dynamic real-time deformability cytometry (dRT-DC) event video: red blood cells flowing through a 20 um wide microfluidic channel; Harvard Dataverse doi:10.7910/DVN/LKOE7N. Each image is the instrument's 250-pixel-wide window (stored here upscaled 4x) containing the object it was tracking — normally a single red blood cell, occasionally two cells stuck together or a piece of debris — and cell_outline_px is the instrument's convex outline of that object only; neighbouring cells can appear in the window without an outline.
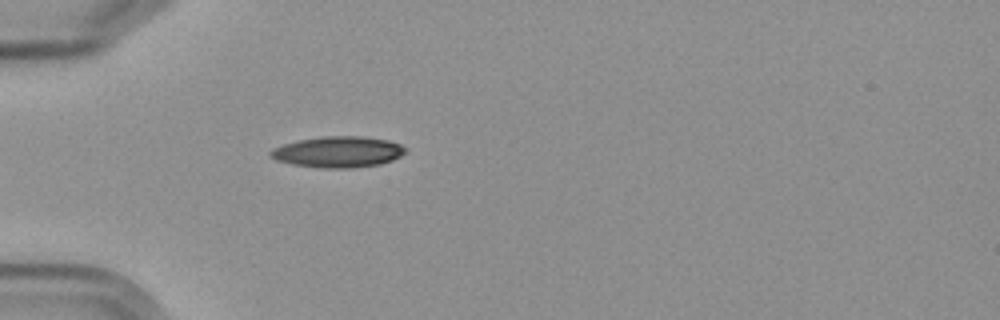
{"species": "Egyptian fruit bat (a non-hibernating species)", "species_latin": "Rousettus aegyptiacus", "temperature_condition": "cold", "stored_images_in_passage": 6, "camera_frame_rate_fps": 3000, "um_per_image_px": 0.085, "frame": {"image": 1, "passage_image": 6, "time_ms": 6.0, "image_size_px": [1000, 320], "cell_outline_px": [[404, 152], [400, 156], [392, 160], [380, 164], [348, 168], [324, 168], [292, 164], [276, 160], [268, 156], [268, 152], [272, 148], [284, 144], [300, 140], [320, 136], [360, 136], [388, 140], [400, 144], [404, 148]], "centroid_in_image_um": [28.69, 12.91], "position_along_channel_um": 56.3, "area_um2": 24.28}}